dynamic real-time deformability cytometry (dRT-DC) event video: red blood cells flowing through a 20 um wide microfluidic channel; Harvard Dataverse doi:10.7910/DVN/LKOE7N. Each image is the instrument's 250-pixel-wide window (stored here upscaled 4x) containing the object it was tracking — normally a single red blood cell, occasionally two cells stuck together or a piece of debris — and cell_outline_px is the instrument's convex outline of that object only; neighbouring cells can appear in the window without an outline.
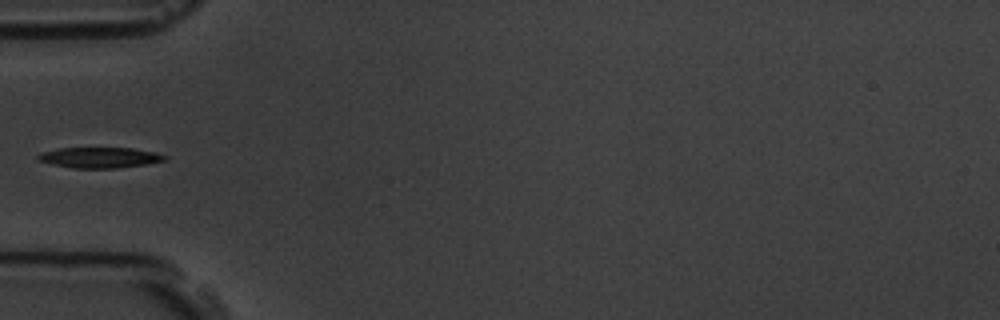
{"species": "common noctule bat (a hibernating species)", "species_latin": "Nyctalus noctula", "temperature_condition": "room temperature", "stored_images_in_passage": 6, "camera_frame_rate_fps": 3000, "um_per_image_px": 0.085, "animal": {"sex": "male", "body_mass_g": 19.5, "forearm_length_mm": 54.6}, "frame": {"image": 1, "passage_image": 6, "time_ms": 6.667, "image_size_px": [1000, 320], "cell_outline_px": [[168, 160], [148, 164], [116, 168], [72, 168], [52, 164], [36, 160], [36, 156], [40, 152], [60, 148], [132, 148], [156, 152], [168, 156]], "centroid_in_image_um": [8.49, 13.39], "position_along_channel_um": 76.5, "area_um2": 15.43}}